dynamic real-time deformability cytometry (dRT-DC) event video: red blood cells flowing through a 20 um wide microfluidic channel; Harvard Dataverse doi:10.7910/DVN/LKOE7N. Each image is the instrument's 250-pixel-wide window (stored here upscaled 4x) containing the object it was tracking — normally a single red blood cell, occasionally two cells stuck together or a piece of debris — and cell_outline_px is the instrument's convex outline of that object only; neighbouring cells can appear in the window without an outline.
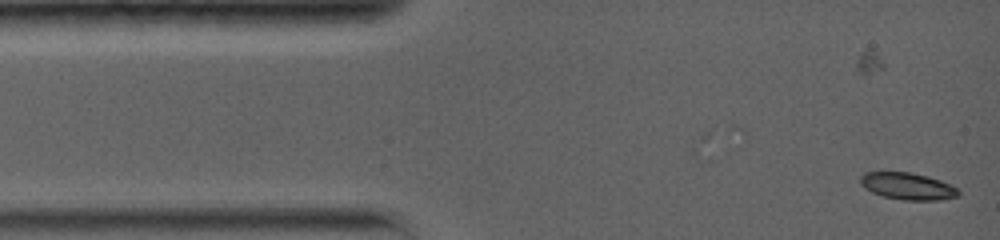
{"species": "common noctule bat (a hibernating species)", "species_latin": "Nyctalus noctula", "temperature_condition": "warm", "stored_images_in_passage": 44, "camera_frame_rate_fps": 5000, "um_per_image_px": 0.085, "animal": {"sex": "female", "body_mass_g": 19.0, "forearm_length_mm": 56.7}, "frame": {"image": 1, "passage_image": 1, "time_ms": 0.0, "image_size_px": [1000, 240], "cell_outline_px": [[960, 196], [940, 200], [904, 200], [880, 196], [864, 188], [860, 184], [860, 176], [864, 172], [908, 172], [928, 176], [940, 180], [956, 188], [960, 192]], "centroid_in_image_um": [77.12, 15.83], "position_along_channel_um": 7.9, "area_um2": 15.49}}
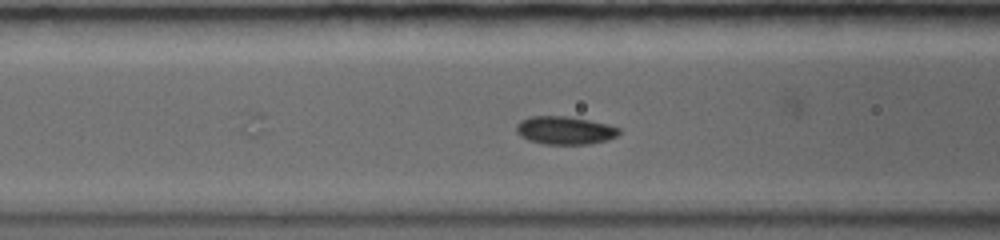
{"frame": {"image": 2, "passage_image": 19, "time_ms": 4.8, "image_size_px": [1000, 240], "cell_outline_px": [[620, 132], [616, 136], [608, 140], [588, 144], [544, 144], [528, 140], [520, 136], [516, 132], [516, 124], [520, 120], [528, 116], [568, 116], [608, 124], [620, 128]], "centroid_in_image_um": [47.99, 11.07], "position_along_channel_um": 118.6, "area_um2": 16.94}}
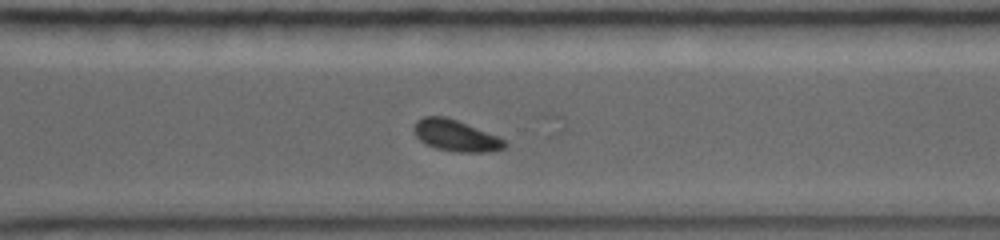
{"frame": {"image": 3, "passage_image": 38, "time_ms": 10.4, "image_size_px": [1000, 240], "cell_outline_px": [[508, 144], [504, 148], [488, 152], [456, 152], [436, 148], [420, 140], [416, 136], [412, 128], [416, 120], [424, 116], [444, 116], [456, 120], [500, 136]], "centroid_in_image_um": [38.75, 11.52], "position_along_channel_um": 331.9, "area_um2": 16.65}}